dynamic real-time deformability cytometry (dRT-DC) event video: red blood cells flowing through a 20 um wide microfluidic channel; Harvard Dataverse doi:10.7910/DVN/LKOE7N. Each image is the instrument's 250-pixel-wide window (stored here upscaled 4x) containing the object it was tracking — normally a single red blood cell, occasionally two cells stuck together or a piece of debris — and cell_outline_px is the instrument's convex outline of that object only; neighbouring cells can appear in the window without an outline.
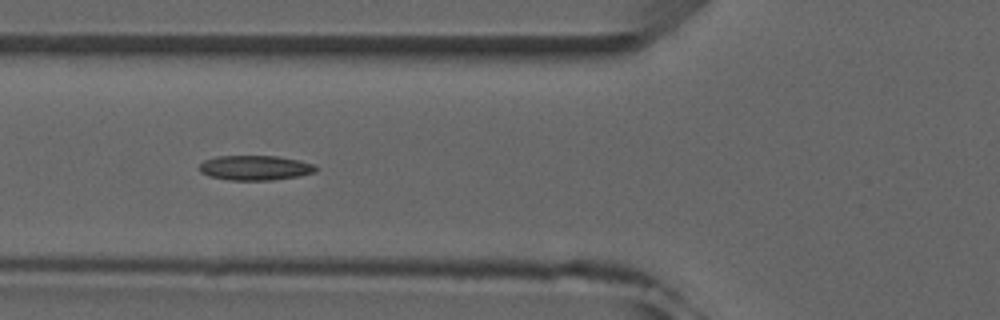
{"species": "common noctule bat (a hibernating species)", "species_latin": "Nyctalus noctula", "temperature_condition": "room temperature", "stored_images_in_passage": 9, "camera_frame_rate_fps": 3000, "um_per_image_px": 0.085, "animal": {"sex": "male", "forearm_length_mm": 52.5}, "frame": {"image": 1, "passage_image": 6, "time_ms": 5.667, "image_size_px": [1000, 320], "cell_outline_px": [[320, 168], [316, 172], [300, 176], [272, 180], [228, 180], [208, 176], [200, 172], [200, 164], [204, 160], [216, 156], [276, 156], [300, 160], [316, 164]], "centroid_in_image_um": [21.74, 14.26], "position_along_channel_um": 104.1, "area_um2": 17.11}}
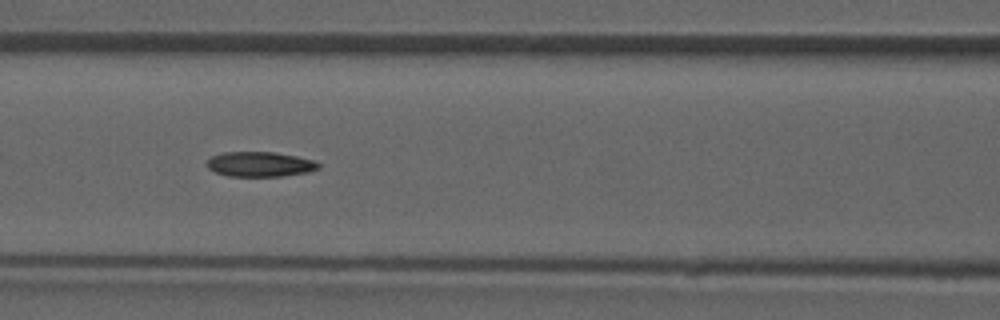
{"frame": {"image": 2, "passage_image": 7, "time_ms": 6.667, "image_size_px": [1000, 320], "cell_outline_px": [[320, 168], [308, 172], [280, 176], [228, 176], [216, 172], [208, 168], [208, 160], [212, 156], [224, 152], [276, 152], [316, 160], [320, 164]], "centroid_in_image_um": [22.14, 13.95], "position_along_channel_um": 144.5, "area_um2": 16.18}}